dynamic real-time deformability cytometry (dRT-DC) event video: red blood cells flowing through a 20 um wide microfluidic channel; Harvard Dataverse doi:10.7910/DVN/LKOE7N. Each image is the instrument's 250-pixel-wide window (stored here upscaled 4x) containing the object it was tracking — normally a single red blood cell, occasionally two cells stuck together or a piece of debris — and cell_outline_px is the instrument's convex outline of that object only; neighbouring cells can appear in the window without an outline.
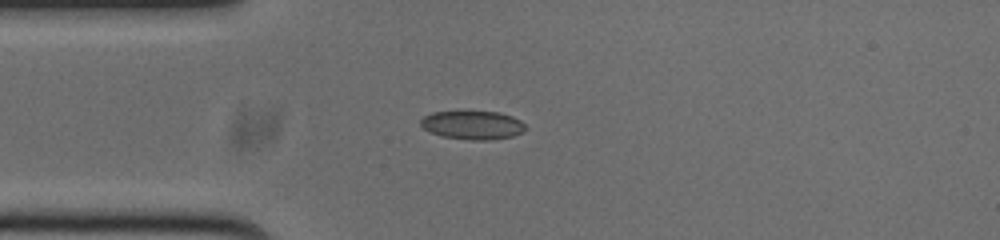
{"species": "common noctule bat (a hibernating species)", "species_latin": "Nyctalus noctula", "temperature_condition": "cold", "stored_images_in_passage": 35, "camera_frame_rate_fps": 3000, "um_per_image_px": 0.085, "animal": {"sex": "male", "body_mass_g": 20.0, "forearm_length_mm": 53.3}, "frame": {"image": 1, "passage_image": 1, "time_ms": 0.0, "image_size_px": [1000, 240], "cell_outline_px": [[528, 128], [524, 132], [512, 136], [488, 140], [472, 140], [440, 136], [424, 128], [420, 124], [420, 120], [424, 116], [432, 112], [500, 112], [512, 116], [520, 120]], "centroid_in_image_um": [40.2, 10.63], "position_along_channel_um": 44.8, "area_um2": 17.4}}
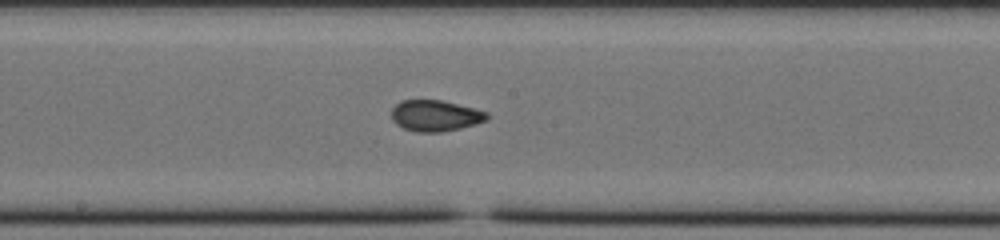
{"frame": {"image": 2, "passage_image": 15, "time_ms": 4.667, "image_size_px": [1000, 240], "cell_outline_px": [[488, 120], [476, 124], [460, 128], [440, 132], [416, 132], [404, 128], [396, 124], [392, 120], [392, 108], [400, 100], [440, 100], [488, 112]], "centroid_in_image_um": [36.99, 9.84], "position_along_channel_um": 211.2, "area_um2": 17.22}}
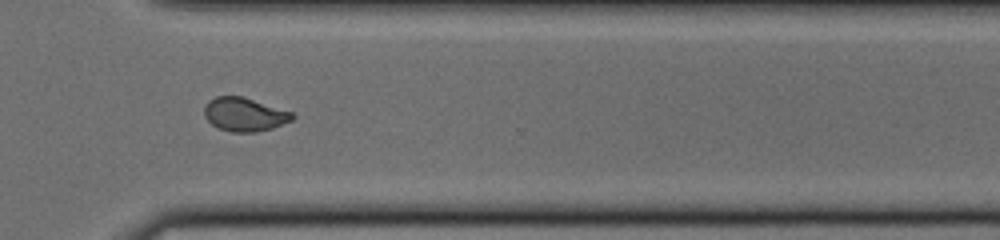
{"frame": {"image": 3, "passage_image": 26, "time_ms": 8.333, "image_size_px": [1000, 240], "cell_outline_px": [[296, 116], [292, 120], [272, 128], [256, 132], [232, 132], [220, 128], [212, 124], [204, 116], [204, 104], [208, 100], [216, 96], [244, 96], [292, 112]], "centroid_in_image_um": [20.77, 9.71], "position_along_channel_um": 349.8, "area_um2": 17.34}, "authors_computed_cell_mechanics": {"area_um2": 17.3978, "velocity_mm_per_s": 3.7806, "shape_relaxation_time_tau1_ms": null, "shape_relaxation_time_tau2_ms": 1.3856, "deformation_change_tau1": null, "deformation_change_tau2": 0.047}}